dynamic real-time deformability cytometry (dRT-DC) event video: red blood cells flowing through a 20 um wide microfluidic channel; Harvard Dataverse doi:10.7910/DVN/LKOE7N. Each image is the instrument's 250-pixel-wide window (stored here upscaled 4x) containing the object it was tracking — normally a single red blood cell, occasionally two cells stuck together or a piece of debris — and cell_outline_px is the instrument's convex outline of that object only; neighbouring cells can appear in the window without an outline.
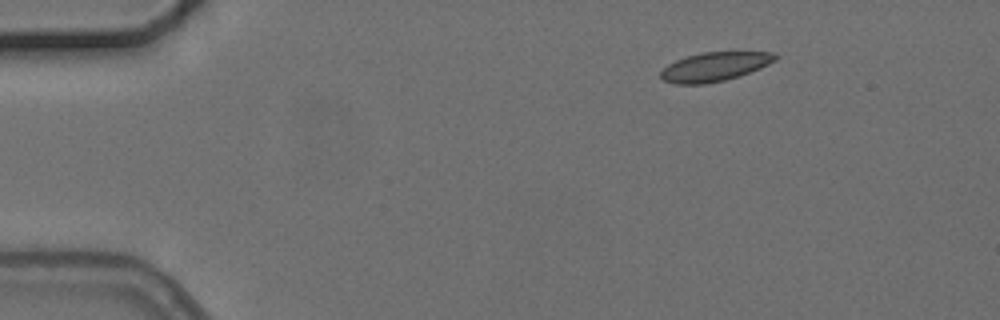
{"species": "common noctule bat (a hibernating species)", "species_latin": "Nyctalus noctula", "temperature_condition": "cold", "stored_images_in_passage": 3, "camera_frame_rate_fps": 3000, "um_per_image_px": 0.085, "animal": {"sex": "female", "body_mass_g": 24.6, "forearm_length_mm": 56.2}, "frame": {"image": 1, "passage_image": 3, "time_ms": 2.333, "image_size_px": [1000, 320], "cell_outline_px": [[780, 56], [776, 60], [760, 68], [740, 76], [724, 80], [704, 84], [676, 84], [664, 80], [660, 76], [660, 72], [668, 64], [676, 60], [700, 52], [772, 52]], "centroid_in_image_um": [60.76, 5.66], "position_along_channel_um": 24.2, "area_um2": 19.31}}